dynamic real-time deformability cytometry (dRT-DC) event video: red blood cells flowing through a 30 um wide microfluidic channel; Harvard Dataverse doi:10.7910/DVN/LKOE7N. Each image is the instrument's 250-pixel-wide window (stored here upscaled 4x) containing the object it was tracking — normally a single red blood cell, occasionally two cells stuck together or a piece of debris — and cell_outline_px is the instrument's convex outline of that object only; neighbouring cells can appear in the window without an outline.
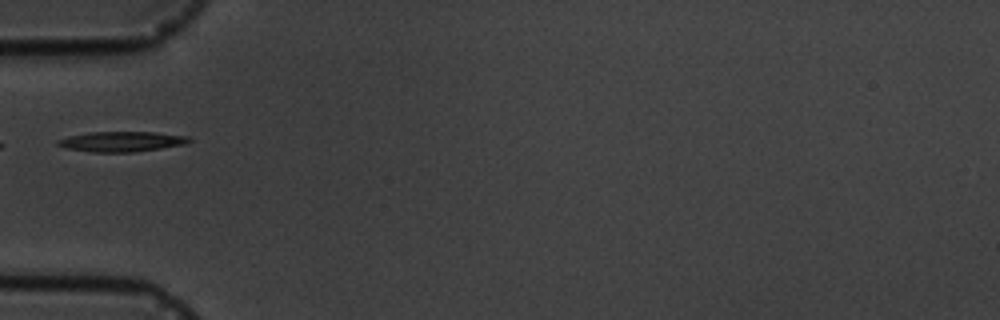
{"species": "common noctule bat (a hibernating species)", "species_latin": "Nyctalus noctula", "temperature_condition": "cold", "stored_images_in_passage": 6, "camera_frame_rate_fps": 3000, "um_per_image_px": 0.085, "animal": {"sex": "male", "body_mass_g": 19.5, "forearm_length_mm": 54.6}, "frame": {"image": 1, "passage_image": 6, "time_ms": 5.667, "image_size_px": [1000, 320], "cell_outline_px": [[192, 140], [188, 144], [136, 152], [92, 152], [68, 148], [56, 144], [56, 140], [68, 136], [88, 132], [152, 132], [192, 136]], "centroid_in_image_um": [10.41, 12.03], "position_along_channel_um": 74.6, "area_um2": 15.61}}